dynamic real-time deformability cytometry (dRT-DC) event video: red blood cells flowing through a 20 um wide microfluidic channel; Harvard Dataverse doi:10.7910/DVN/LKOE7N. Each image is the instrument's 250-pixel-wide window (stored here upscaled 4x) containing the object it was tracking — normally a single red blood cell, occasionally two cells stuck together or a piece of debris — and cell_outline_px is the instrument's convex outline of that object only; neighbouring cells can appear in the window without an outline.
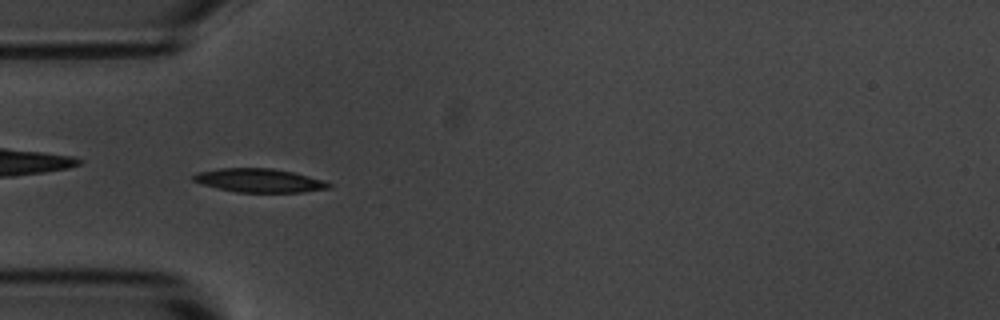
{"species": "common noctule bat (a hibernating species)", "species_latin": "Nyctalus noctula", "temperature_condition": "room temperature", "stored_images_in_passage": 5, "camera_frame_rate_fps": 3000, "um_per_image_px": 0.085, "animal": {"sex": "male", "body_mass_g": 20.1, "forearm_length_mm": 53.5}, "frame": {"image": 1, "passage_image": 4, "time_ms": 4.333, "image_size_px": [1000, 320], "cell_outline_px": [[332, 188], [300, 192], [236, 192], [204, 184], [192, 180], [192, 176], [196, 172], [220, 168], [272, 168], [292, 172], [324, 180], [332, 184]], "centroid_in_image_um": [22.06, 15.33], "position_along_channel_um": 62.9, "area_um2": 18.55}}